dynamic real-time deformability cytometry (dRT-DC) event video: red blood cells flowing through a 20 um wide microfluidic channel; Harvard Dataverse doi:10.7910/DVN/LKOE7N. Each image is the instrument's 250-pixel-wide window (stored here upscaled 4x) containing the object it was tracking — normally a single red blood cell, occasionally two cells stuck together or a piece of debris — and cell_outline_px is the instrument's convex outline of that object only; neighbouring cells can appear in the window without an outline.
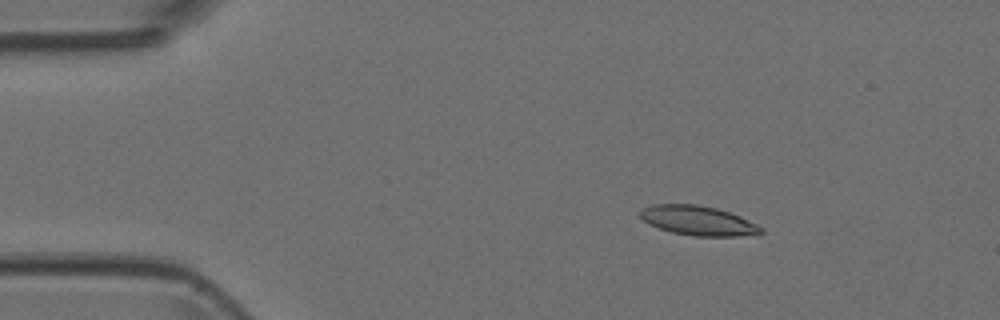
{"species": "Egyptian fruit bat (a non-hibernating species)", "species_latin": "Rousettus aegyptiacus", "temperature_condition": "room temperature", "stored_images_in_passage": 4, "camera_frame_rate_fps": 3000, "um_per_image_px": 0.085, "animal": {"sex": "female"}, "frame": {"image": 1, "passage_image": 2, "time_ms": 0.333, "image_size_px": [1000, 320], "cell_outline_px": [[764, 232], [760, 236], [692, 236], [672, 232], [648, 224], [640, 216], [640, 208], [652, 204], [696, 204], [716, 208], [740, 216], [764, 228]], "centroid_in_image_um": [59.38, 18.76], "position_along_channel_um": 25.6, "area_um2": 21.04}}
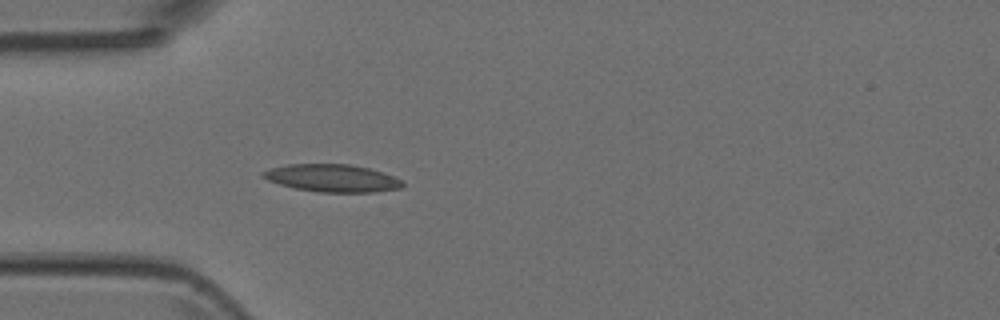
{"frame": {"image": 2, "passage_image": 4, "time_ms": 1.0, "image_size_px": [1000, 320], "cell_outline_px": [[404, 188], [376, 192], [320, 192], [296, 188], [280, 184], [268, 180], [260, 176], [260, 172], [272, 168], [288, 164], [348, 164], [368, 168], [384, 172], [400, 180], [404, 184]], "centroid_in_image_um": [28.25, 15.14], "position_along_channel_um": 56.7, "area_um2": 22.37}}